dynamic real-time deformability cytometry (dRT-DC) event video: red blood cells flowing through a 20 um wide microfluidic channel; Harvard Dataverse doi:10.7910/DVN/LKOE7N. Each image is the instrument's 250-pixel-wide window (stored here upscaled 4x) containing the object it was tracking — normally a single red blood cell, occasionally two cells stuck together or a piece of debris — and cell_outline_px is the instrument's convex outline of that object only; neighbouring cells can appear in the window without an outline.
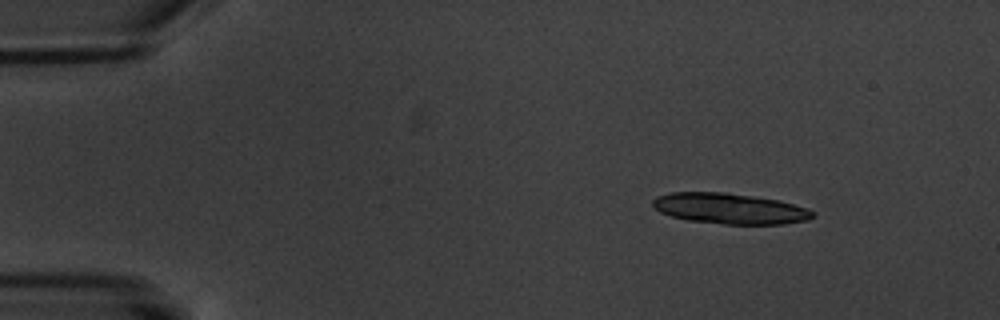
{"species": "common noctule bat (a hibernating species)", "species_latin": "Nyctalus noctula", "temperature_condition": "warm", "stored_images_in_passage": 4, "camera_frame_rate_fps": 3000, "um_per_image_px": 0.085, "animal": {"sex": "male", "body_mass_g": 20.1, "forearm_length_mm": 53.5}, "frame": {"image": 1, "passage_image": 1, "time_ms": 0.0, "image_size_px": [1000, 320], "cell_outline_px": [[816, 216], [808, 220], [784, 224], [724, 224], [688, 220], [672, 216], [660, 212], [652, 204], [652, 200], [656, 196], [672, 192], [728, 192], [780, 200], [808, 208], [816, 212]], "centroid_in_image_um": [62.08, 17.72], "position_along_channel_um": 22.9, "area_um2": 28.84}}